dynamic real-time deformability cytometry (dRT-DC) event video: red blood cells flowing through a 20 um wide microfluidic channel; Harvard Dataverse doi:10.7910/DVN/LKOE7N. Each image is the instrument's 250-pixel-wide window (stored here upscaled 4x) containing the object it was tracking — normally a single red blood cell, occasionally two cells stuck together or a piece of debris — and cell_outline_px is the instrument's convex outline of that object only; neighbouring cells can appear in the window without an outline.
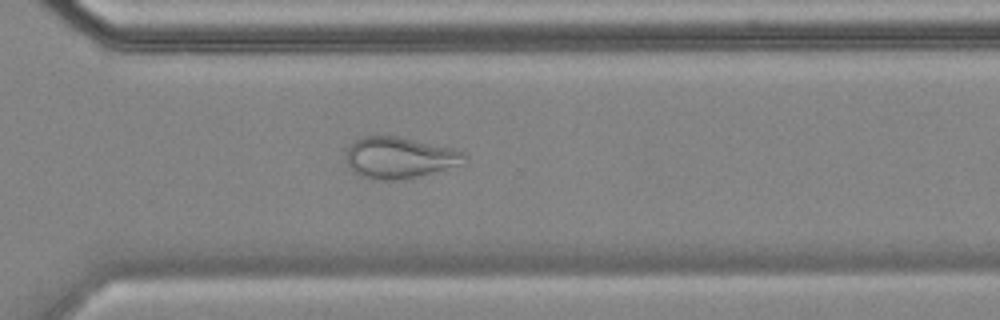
{"species": "common noctule bat (a hibernating species)", "species_latin": "Nyctalus noctula", "temperature_condition": "cold", "stored_images_in_passage": 56, "camera_frame_rate_fps": 3000, "um_per_image_px": 0.085, "animal": {"sex": "female", "body_mass_g": 18.4}, "frame": {"image": 1, "passage_image": 40, "time_ms": 13.0, "image_size_px": [1000, 320], "cell_outline_px": [[468, 164], [416, 176], [396, 180], [384, 180], [360, 176], [348, 164], [344, 148], [360, 136], [396, 136], [452, 148], [464, 152], [468, 156]], "centroid_in_image_um": [33.99, 13.39], "position_along_channel_um": 336.6, "area_um2": 28.61}}